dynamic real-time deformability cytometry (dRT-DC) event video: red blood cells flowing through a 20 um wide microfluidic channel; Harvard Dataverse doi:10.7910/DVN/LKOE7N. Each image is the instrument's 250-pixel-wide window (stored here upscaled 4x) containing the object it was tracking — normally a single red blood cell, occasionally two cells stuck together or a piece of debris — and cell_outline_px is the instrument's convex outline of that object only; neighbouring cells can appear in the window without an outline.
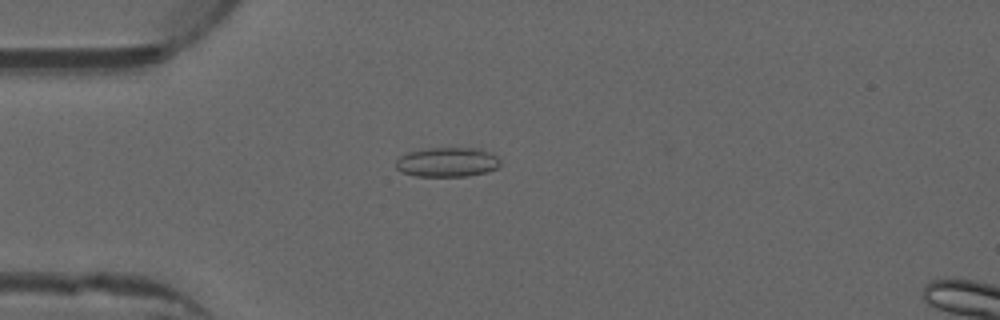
{"species": "common noctule bat (a hibernating species)", "species_latin": "Nyctalus noctula", "temperature_condition": "warm", "stored_images_in_passage": 32, "camera_frame_rate_fps": 3000, "um_per_image_px": 0.085, "animal": {"sex": "male", "forearm_length_mm": 52.5}, "frame": {"image": 1, "passage_image": 2, "time_ms": 0.333, "image_size_px": [1000, 320], "cell_outline_px": [[500, 164], [496, 168], [488, 172], [468, 176], [416, 176], [400, 172], [396, 168], [396, 160], [400, 156], [408, 152], [428, 148], [480, 148], [496, 156], [500, 160]], "centroid_in_image_um": [38.01, 13.78], "position_along_channel_um": 47.0, "area_um2": 18.03}}
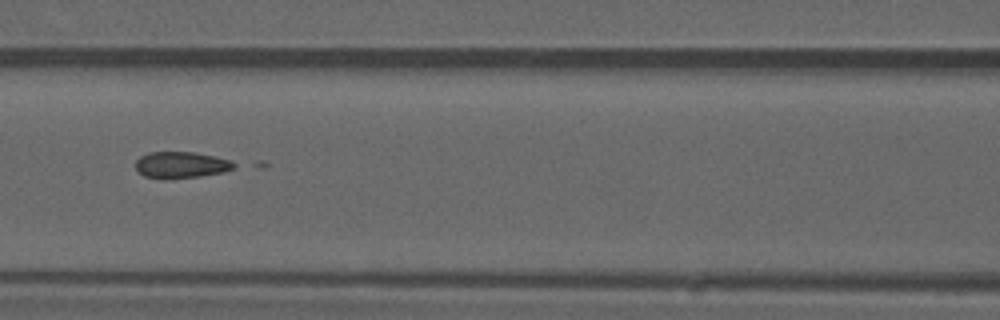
{"frame": {"image": 2, "passage_image": 11, "time_ms": 3.333, "image_size_px": [1000, 320], "cell_outline_px": [[240, 164], [236, 168], [224, 172], [200, 176], [164, 180], [144, 176], [136, 168], [136, 160], [140, 156], [148, 152], [196, 152], [232, 160]], "centroid_in_image_um": [15.45, 14.02], "position_along_channel_um": 151.2, "area_um2": 15.55}}
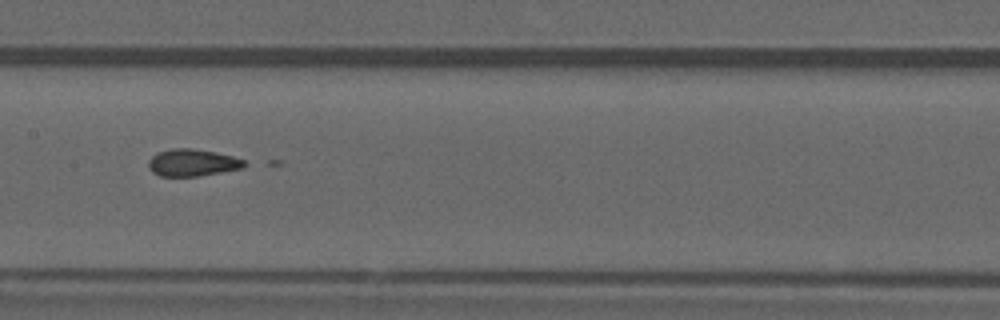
{"frame": {"image": 3, "passage_image": 14, "time_ms": 4.333, "image_size_px": [1000, 320], "cell_outline_px": [[252, 164], [244, 168], [196, 176], [160, 176], [152, 172], [148, 168], [148, 160], [156, 152], [172, 148], [192, 148], [216, 152], [232, 156], [244, 160]], "centroid_in_image_um": [16.37, 13.82], "position_along_channel_um": 191.0, "area_um2": 15.37}}